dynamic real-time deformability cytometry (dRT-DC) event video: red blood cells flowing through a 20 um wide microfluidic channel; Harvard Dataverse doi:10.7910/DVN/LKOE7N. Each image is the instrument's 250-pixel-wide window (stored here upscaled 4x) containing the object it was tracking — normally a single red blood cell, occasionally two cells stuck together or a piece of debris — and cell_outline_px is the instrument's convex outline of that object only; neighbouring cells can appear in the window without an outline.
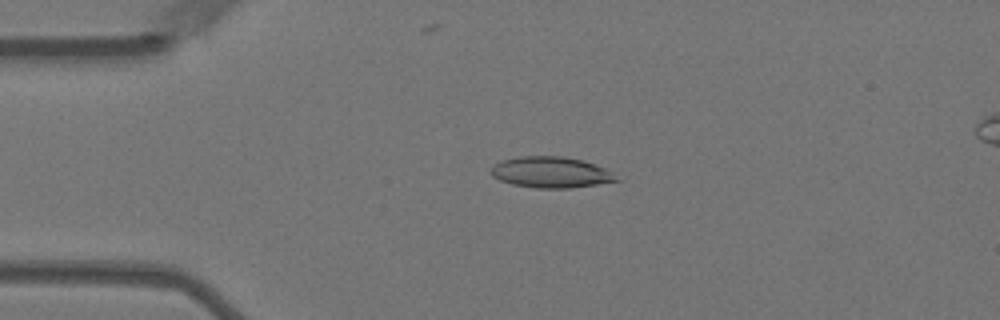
{"species": "Egyptian fruit bat (a non-hibernating species)", "species_latin": "Rousettus aegyptiacus", "temperature_condition": "warm", "stored_images_in_passage": 46, "camera_frame_rate_fps": 3000, "um_per_image_px": 0.085, "animal": {"sex": "female"}, "frame": {"image": 1, "passage_image": 2, "time_ms": 0.333, "image_size_px": [1000, 320], "cell_outline_px": [[620, 180], [596, 184], [568, 188], [536, 188], [512, 184], [500, 180], [492, 176], [488, 172], [492, 164], [500, 160], [520, 156], [560, 156], [580, 160], [604, 168], [612, 172]], "centroid_in_image_um": [46.73, 14.64], "position_along_channel_um": 38.3, "area_um2": 22.6}}
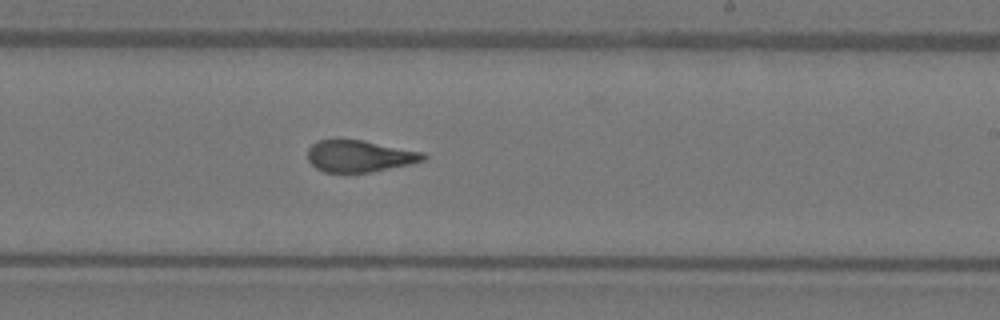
{"frame": {"image": 2, "passage_image": 23, "time_ms": 7.333, "image_size_px": [1000, 320], "cell_outline_px": [[428, 156], [424, 160], [408, 164], [372, 172], [324, 172], [316, 168], [308, 160], [308, 148], [316, 140], [364, 140], [424, 152]], "centroid_in_image_um": [30.56, 13.26], "position_along_channel_um": 258.4, "area_um2": 21.33}}
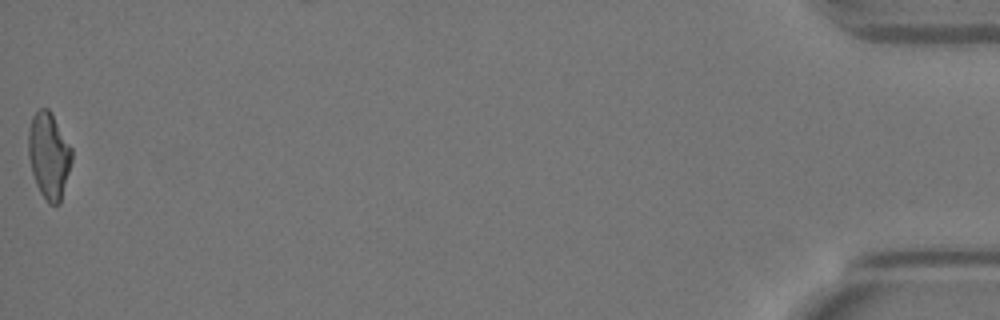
{"frame": {"image": 3, "passage_image": 46, "time_ms": 15.0, "image_size_px": [1000, 320], "cell_outline_px": [[72, 160], [60, 204], [48, 204], [40, 192], [36, 184], [32, 172], [28, 156], [28, 128], [32, 116], [40, 108], [48, 108], [52, 112], [72, 148]], "centroid_in_image_um": [4.15, 13.2], "position_along_channel_um": 431.0, "area_um2": 22.02}, "authors_computed_cell_mechanics": {"area_um2": 22.1374, "velocity_mm_per_s": 3.5557, "shape_relaxation_time_tau1_ms": 8.7994, "shape_relaxation_time_tau2_ms": 1.6331, "deformation_change_tau1": 0.2548, "deformation_change_tau2": 0.0861}}